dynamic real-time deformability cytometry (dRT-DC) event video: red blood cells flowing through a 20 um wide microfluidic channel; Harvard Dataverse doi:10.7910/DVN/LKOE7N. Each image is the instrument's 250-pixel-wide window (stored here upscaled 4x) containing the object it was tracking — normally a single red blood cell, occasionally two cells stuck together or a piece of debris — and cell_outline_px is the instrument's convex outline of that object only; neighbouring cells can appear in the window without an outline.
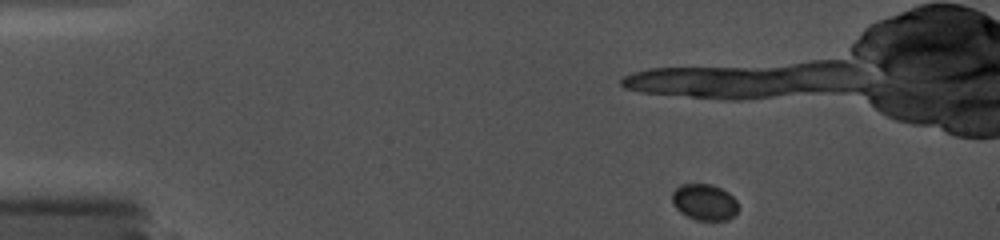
{"species": "common noctule bat (a hibernating species)", "species_latin": "Nyctalus noctula", "temperature_condition": "cold", "stored_images_in_passage": 33, "camera_frame_rate_fps": 5000, "um_per_image_px": 0.085, "animal": {"sex": "female", "body_mass_g": 19.0, "forearm_length_mm": 56.7}, "frame": {"image": 1, "passage_image": 1, "time_ms": 0.0, "image_size_px": [1000, 240], "cell_outline_px": [[740, 208], [728, 220], [696, 220], [680, 212], [676, 208], [672, 200], [672, 192], [680, 184], [712, 184], [728, 192], [736, 200]], "centroid_in_image_um": [59.89, 17.17], "position_along_channel_um": 25.1, "area_um2": 13.99}}